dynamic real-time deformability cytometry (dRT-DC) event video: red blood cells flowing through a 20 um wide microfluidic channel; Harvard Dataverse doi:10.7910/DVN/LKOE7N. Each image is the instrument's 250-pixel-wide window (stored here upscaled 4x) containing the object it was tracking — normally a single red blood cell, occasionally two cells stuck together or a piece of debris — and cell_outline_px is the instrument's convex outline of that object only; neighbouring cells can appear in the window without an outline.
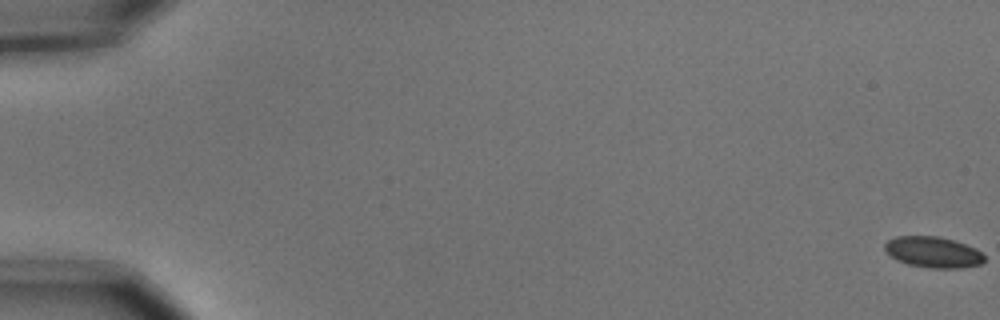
{"species": "common noctule bat (a hibernating species)", "species_latin": "Nyctalus noctula", "temperature_condition": "cold", "stored_images_in_passage": 6, "camera_frame_rate_fps": 3000, "um_per_image_px": 0.085, "animal": {"sex": "male", "body_mass_g": 15.6}, "frame": {"image": 1, "passage_image": 1, "time_ms": 0.0, "image_size_px": [1000, 320], "cell_outline_px": [[984, 260], [980, 264], [960, 268], [932, 268], [908, 264], [896, 260], [884, 248], [884, 244], [888, 240], [896, 236], [936, 236], [952, 240], [976, 248], [984, 256]], "centroid_in_image_um": [79.3, 21.43], "position_along_channel_um": 5.7, "area_um2": 17.74}}
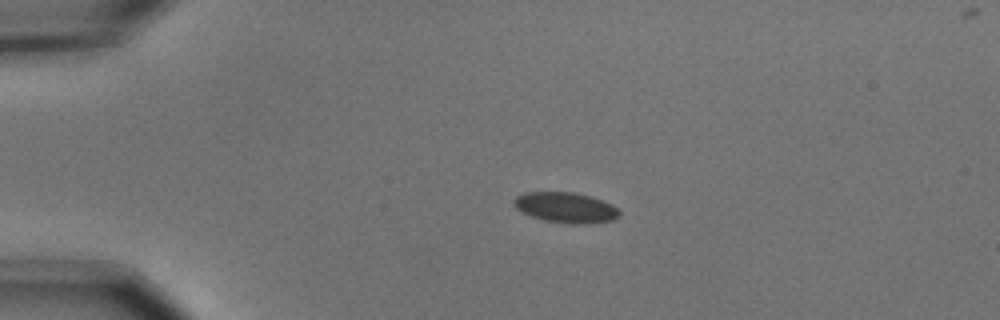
{"frame": {"image": 2, "passage_image": 4, "time_ms": 1.0, "image_size_px": [1000, 320], "cell_outline_px": [[620, 216], [612, 220], [580, 224], [544, 220], [532, 216], [516, 208], [512, 200], [516, 196], [524, 192], [572, 192], [604, 200], [612, 204], [620, 212]], "centroid_in_image_um": [48.08, 17.62], "position_along_channel_um": 36.9, "area_um2": 18.44}}
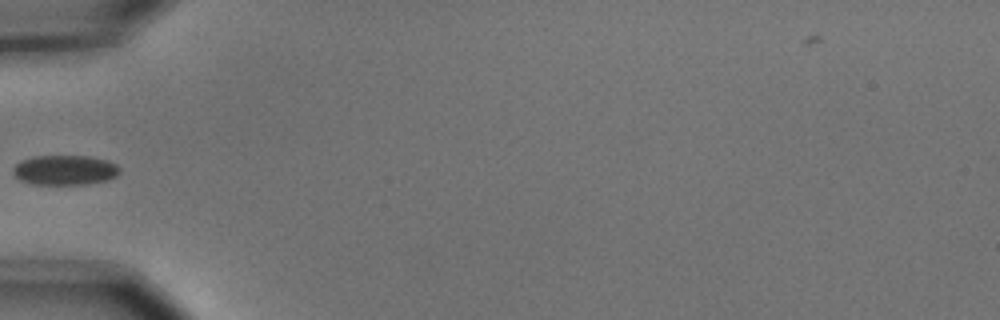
{"frame": {"image": 3, "passage_image": 6, "time_ms": 1.667, "image_size_px": [1000, 320], "cell_outline_px": [[120, 172], [116, 176], [108, 180], [84, 184], [32, 184], [20, 180], [12, 172], [12, 168], [20, 160], [32, 156], [88, 156], [108, 160], [116, 164], [120, 168]], "centroid_in_image_um": [5.51, 14.45], "position_along_channel_um": 79.5, "area_um2": 18.67}}